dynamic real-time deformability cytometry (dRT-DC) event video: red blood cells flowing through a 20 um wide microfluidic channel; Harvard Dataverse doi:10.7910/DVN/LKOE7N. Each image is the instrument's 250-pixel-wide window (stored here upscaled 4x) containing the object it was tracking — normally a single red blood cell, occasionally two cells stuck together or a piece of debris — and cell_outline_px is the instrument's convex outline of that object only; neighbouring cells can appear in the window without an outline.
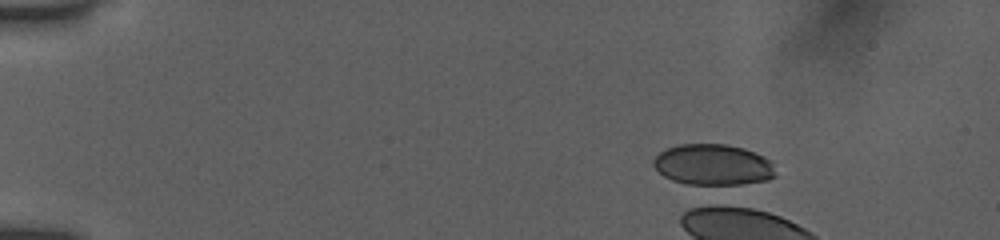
{"species": "human", "species_latin": "Homo sapiens", "temperature_condition": "room temperature", "stored_images_in_passage": 1, "camera_frame_rate_fps": 3000, "um_per_image_px": 0.085, "donor": {"sex": "female"}, "frame": {"image": 1, "passage_image": 1, "time_ms": 0.0, "image_size_px": [1000, 240], "cell_outline_px": [[776, 176], [768, 180], [716, 188], [708, 188], [684, 184], [672, 180], [664, 176], [652, 164], [652, 160], [660, 152], [668, 148], [680, 144], [724, 144], [744, 148], [756, 152], [772, 160]], "centroid_in_image_um": [60.63, 14.05], "position_along_channel_um": 24.4, "area_um2": 30.23}}